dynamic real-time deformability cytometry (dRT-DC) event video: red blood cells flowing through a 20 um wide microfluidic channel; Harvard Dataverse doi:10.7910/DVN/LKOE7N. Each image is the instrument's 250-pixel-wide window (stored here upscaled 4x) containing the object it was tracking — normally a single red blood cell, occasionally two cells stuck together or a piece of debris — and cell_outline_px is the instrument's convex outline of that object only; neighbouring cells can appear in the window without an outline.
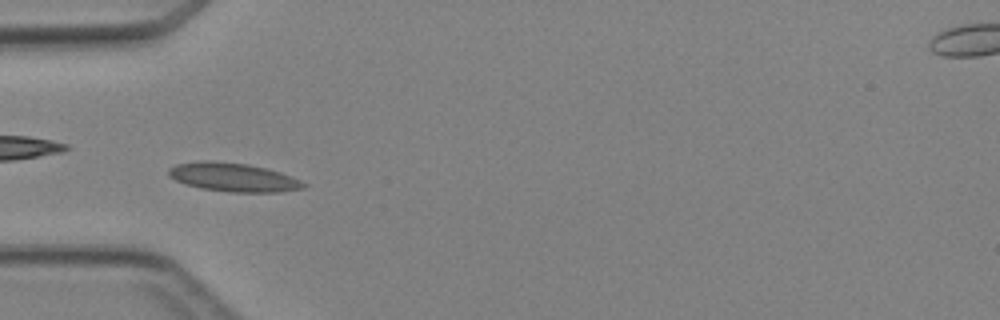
{"species": "Egyptian fruit bat (a non-hibernating species)", "species_latin": "Rousettus aegyptiacus", "temperature_condition": "cold", "stored_images_in_passage": 4, "camera_frame_rate_fps": 3000, "um_per_image_px": 0.085, "animal": {"sex": "female"}, "frame": {"image": 1, "passage_image": 3, "time_ms": 2.333, "image_size_px": [1000, 320], "cell_outline_px": [[308, 184], [304, 188], [280, 192], [232, 192], [200, 188], [184, 184], [168, 176], [168, 168], [176, 164], [204, 160], [208, 160], [248, 164], [280, 172], [292, 176]], "centroid_in_image_um": [19.82, 15.07], "position_along_channel_um": 65.2, "area_um2": 22.6}}
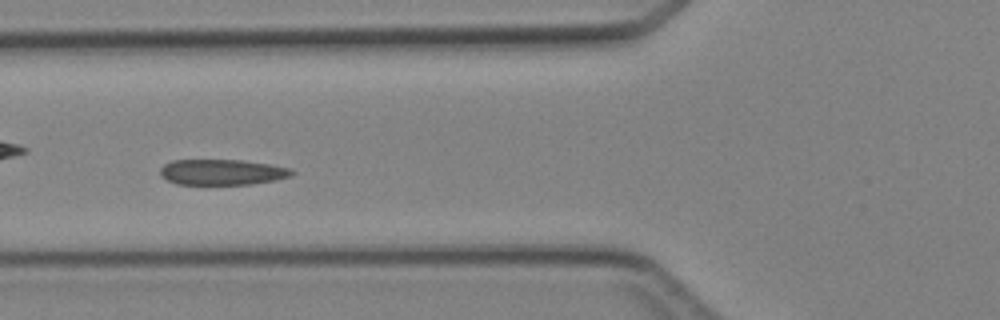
{"frame": {"image": 2, "passage_image": 4, "time_ms": 3.333, "image_size_px": [1000, 320], "cell_outline_px": [[296, 172], [292, 176], [276, 180], [252, 184], [176, 184], [160, 176], [160, 168], [164, 164], [172, 160], [240, 160], [268, 164], [292, 168]], "centroid_in_image_um": [18.9, 14.63], "position_along_channel_um": 106.9, "area_um2": 19.77}}